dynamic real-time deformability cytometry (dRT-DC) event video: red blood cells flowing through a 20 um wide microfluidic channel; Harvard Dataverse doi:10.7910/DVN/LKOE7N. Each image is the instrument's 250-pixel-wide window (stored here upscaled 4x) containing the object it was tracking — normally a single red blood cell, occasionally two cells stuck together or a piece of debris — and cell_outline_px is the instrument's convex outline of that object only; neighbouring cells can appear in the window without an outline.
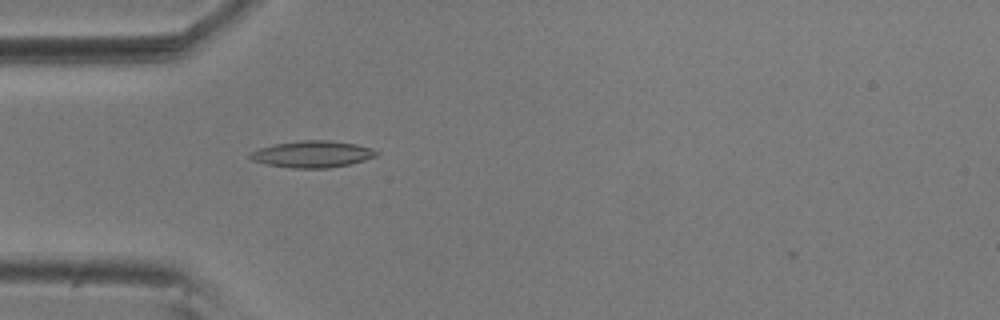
{"species": "common noctule bat (a hibernating species)", "species_latin": "Nyctalus noctula", "temperature_condition": "room temperature", "stored_images_in_passage": 44, "camera_frame_rate_fps": 3000, "um_per_image_px": 0.085, "animal": {"sex": "male", "body_mass_g": 20.5, "forearm_length_mm": 52.5}, "frame": {"image": 1, "passage_image": 5, "time_ms": 1.333, "image_size_px": [1000, 320], "cell_outline_px": [[380, 152], [376, 156], [364, 160], [348, 164], [328, 168], [292, 168], [264, 164], [252, 160], [248, 156], [248, 152], [272, 144], [300, 140], [328, 140], [356, 144], [372, 148]], "centroid_in_image_um": [26.51, 13.1], "position_along_channel_um": 58.5, "area_um2": 19.77}}
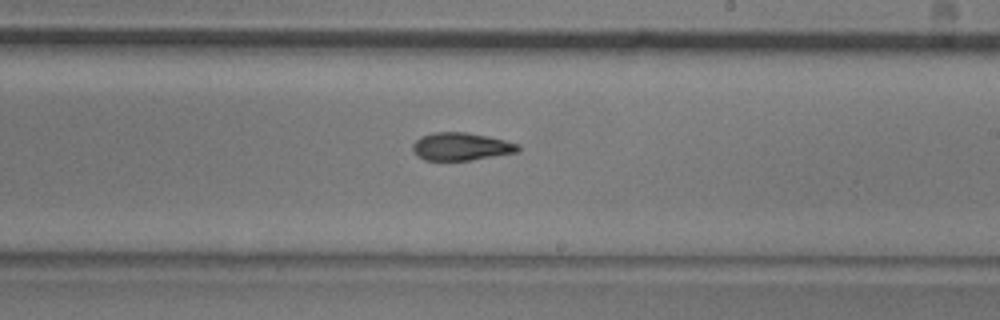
{"frame": {"image": 2, "passage_image": 21, "time_ms": 6.667, "image_size_px": [1000, 320], "cell_outline_px": [[520, 152], [468, 160], [424, 160], [416, 156], [412, 148], [412, 144], [420, 136], [432, 132], [468, 132], [488, 136], [520, 144]], "centroid_in_image_um": [39.18, 12.45], "position_along_channel_um": 249.8, "area_um2": 17.22}}
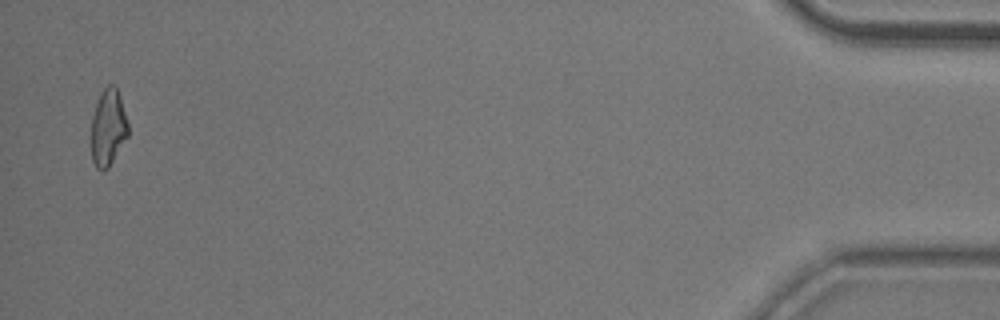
{"frame": {"image": 3, "passage_image": 43, "time_ms": 14.0, "image_size_px": [1000, 320], "cell_outline_px": [[128, 136], [108, 168], [104, 172], [96, 168], [92, 160], [92, 116], [100, 92], [108, 84], [112, 84], [116, 88], [120, 96], [128, 124]], "centroid_in_image_um": [9.19, 10.85], "position_along_channel_um": 426.0, "area_um2": 16.42}, "authors_computed_cell_mechanics": {"area_um2": 17.2244, "velocity_mm_per_s": 3.6288, "shape_relaxation_time_tau1_ms": 8.777, "shape_relaxation_time_tau2_ms": 4.388, "deformation_change_tau1": 0.2084, "deformation_change_tau2": 0.1252}}